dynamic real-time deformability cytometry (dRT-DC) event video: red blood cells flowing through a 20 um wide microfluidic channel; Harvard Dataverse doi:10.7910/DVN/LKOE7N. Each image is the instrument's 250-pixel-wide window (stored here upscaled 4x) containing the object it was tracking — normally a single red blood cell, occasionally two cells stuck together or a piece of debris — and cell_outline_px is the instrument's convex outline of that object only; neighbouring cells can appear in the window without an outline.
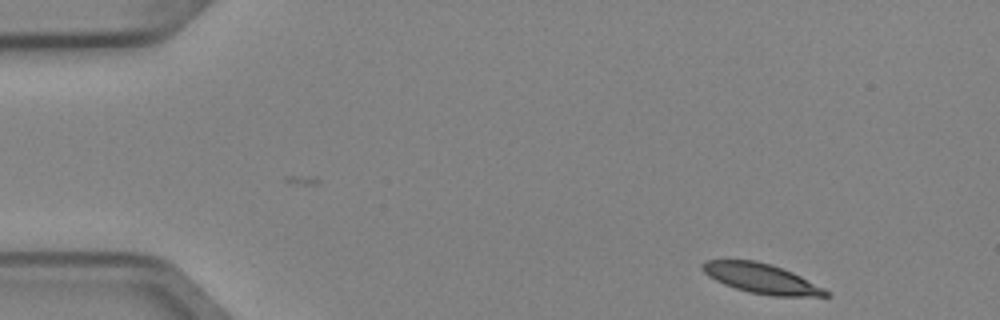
{"species": "Egyptian fruit bat (a non-hibernating species)", "species_latin": "Rousettus aegyptiacus", "temperature_condition": "cold", "stored_images_in_passage": 4, "camera_frame_rate_fps": 3000, "um_per_image_px": 0.085, "animal": {"sex": "female"}, "frame": {"image": 1, "passage_image": 1, "time_ms": 0.0, "image_size_px": [1000, 320], "cell_outline_px": [[832, 296], [772, 296], [748, 292], [724, 284], [708, 276], [700, 268], [700, 264], [704, 260], [756, 260], [772, 264], [784, 268], [832, 292]], "centroid_in_image_um": [64.72, 23.66], "position_along_channel_um": 20.3, "area_um2": 21.62}}
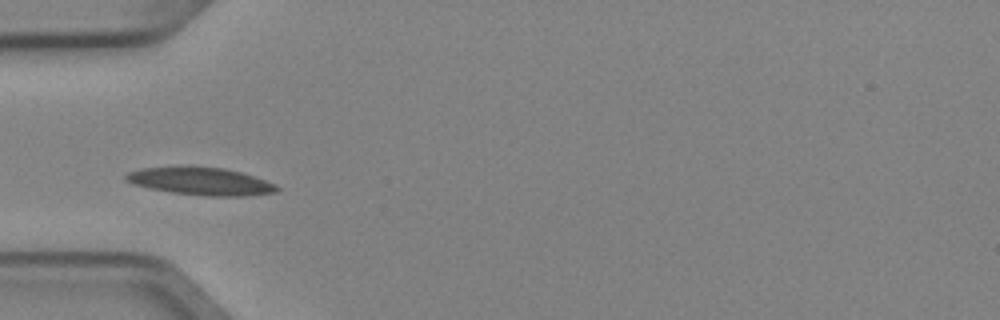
{"frame": {"image": 2, "passage_image": 4, "time_ms": 1.0, "image_size_px": [1000, 320], "cell_outline_px": [[280, 188], [276, 192], [244, 196], [204, 196], [172, 192], [132, 184], [124, 180], [124, 176], [128, 172], [140, 168], [184, 164], [224, 168], [240, 172], [276, 184]], "centroid_in_image_um": [17.0, 15.37], "position_along_channel_um": 68.0, "area_um2": 24.85}}